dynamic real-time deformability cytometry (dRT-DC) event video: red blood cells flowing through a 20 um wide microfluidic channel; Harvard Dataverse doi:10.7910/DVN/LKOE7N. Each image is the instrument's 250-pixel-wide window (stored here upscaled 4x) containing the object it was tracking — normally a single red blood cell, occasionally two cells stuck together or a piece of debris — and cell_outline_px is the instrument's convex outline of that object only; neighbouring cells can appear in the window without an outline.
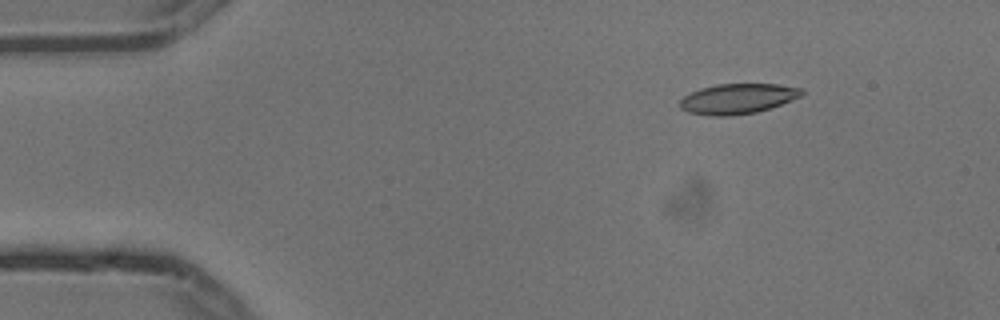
{"species": "common noctule bat (a hibernating species)", "species_latin": "Nyctalus noctula", "temperature_condition": "cold", "stored_images_in_passage": 5, "camera_frame_rate_fps": 3000, "um_per_image_px": 0.085, "animal": {"sex": "male", "body_mass_g": 13.3}, "frame": {"image": 1, "passage_image": 2, "time_ms": 0.333, "image_size_px": [1000, 320], "cell_outline_px": [[804, 92], [800, 96], [780, 104], [756, 112], [732, 116], [708, 116], [688, 112], [680, 108], [680, 100], [684, 96], [700, 88], [716, 84], [780, 84], [804, 88]], "centroid_in_image_um": [62.69, 8.39], "position_along_channel_um": 22.3, "area_um2": 21.44}}
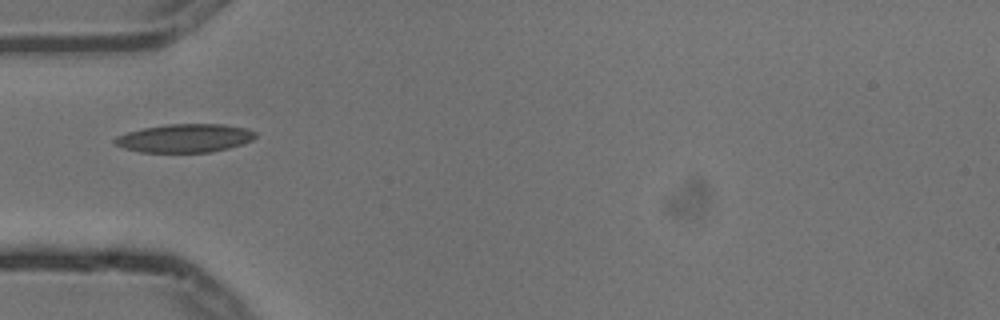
{"frame": {"image": 2, "passage_image": 5, "time_ms": 1.333, "image_size_px": [1000, 320], "cell_outline_px": [[256, 136], [252, 140], [244, 144], [212, 152], [140, 152], [124, 148], [112, 144], [112, 140], [116, 136], [128, 132], [144, 128], [168, 124], [224, 124], [244, 128], [256, 132]], "centroid_in_image_um": [15.69, 11.75], "position_along_channel_um": 69.3, "area_um2": 23.35}}